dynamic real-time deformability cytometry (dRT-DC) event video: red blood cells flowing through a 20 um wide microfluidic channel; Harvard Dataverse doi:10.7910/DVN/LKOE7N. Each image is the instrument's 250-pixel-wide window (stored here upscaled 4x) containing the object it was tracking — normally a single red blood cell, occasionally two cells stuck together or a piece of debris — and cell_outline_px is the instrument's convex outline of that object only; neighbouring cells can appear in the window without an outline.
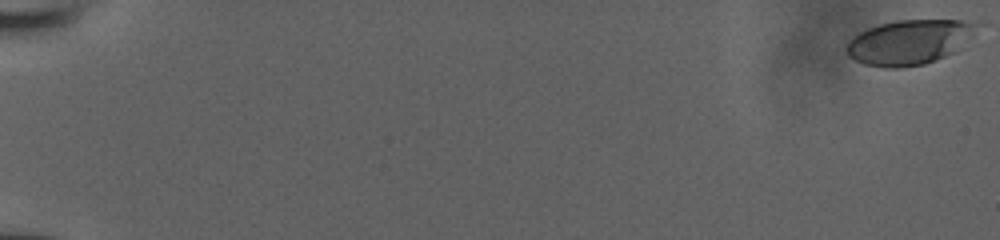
{"species": "human", "species_latin": "Homo sapiens", "temperature_condition": "room temperature", "stored_images_in_passage": 54, "camera_frame_rate_fps": 3000, "um_per_image_px": 0.085, "donor": {"sex": "male"}, "frame": {"image": 1, "passage_image": 1, "time_ms": 0.0, "image_size_px": [1000, 240], "cell_outline_px": [[972, 24], [952, 52], [944, 56], [924, 64], [896, 68], [884, 68], [864, 64], [848, 56], [844, 48], [848, 40], [860, 32], [868, 28], [880, 24], [896, 20], [960, 20]], "centroid_in_image_um": [77.02, 3.61], "position_along_channel_um": 8.0, "area_um2": 32.43}}
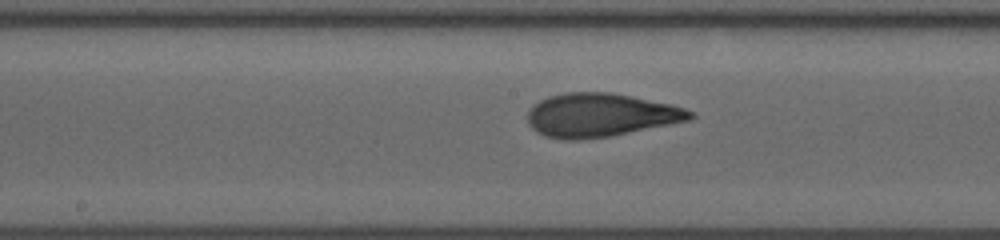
{"frame": {"image": 2, "passage_image": 31, "time_ms": 10.0, "image_size_px": [1000, 240], "cell_outline_px": [[696, 116], [692, 120], [608, 136], [580, 140], [568, 140], [544, 136], [536, 132], [528, 124], [528, 108], [540, 100], [548, 96], [564, 92], [612, 92], [672, 104], [696, 112]], "centroid_in_image_um": [51.04, 9.77], "position_along_channel_um": 197.2, "area_um2": 41.56}}
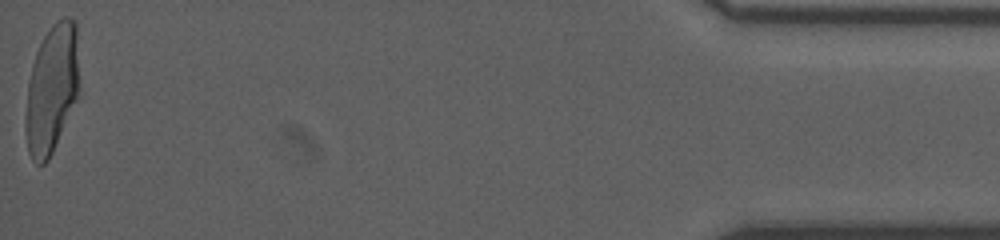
{"frame": {"image": 3, "passage_image": 54, "time_ms": 17.667, "image_size_px": [1000, 240], "cell_outline_px": [[80, 96], [48, 160], [44, 164], [36, 164], [32, 160], [28, 152], [24, 128], [24, 120], [28, 80], [32, 64], [36, 52], [44, 36], [52, 24], [56, 20], [64, 16], [68, 16], [76, 20], [80, 88]], "centroid_in_image_um": [4.42, 7.56], "position_along_channel_um": 430.8, "area_um2": 41.33}}